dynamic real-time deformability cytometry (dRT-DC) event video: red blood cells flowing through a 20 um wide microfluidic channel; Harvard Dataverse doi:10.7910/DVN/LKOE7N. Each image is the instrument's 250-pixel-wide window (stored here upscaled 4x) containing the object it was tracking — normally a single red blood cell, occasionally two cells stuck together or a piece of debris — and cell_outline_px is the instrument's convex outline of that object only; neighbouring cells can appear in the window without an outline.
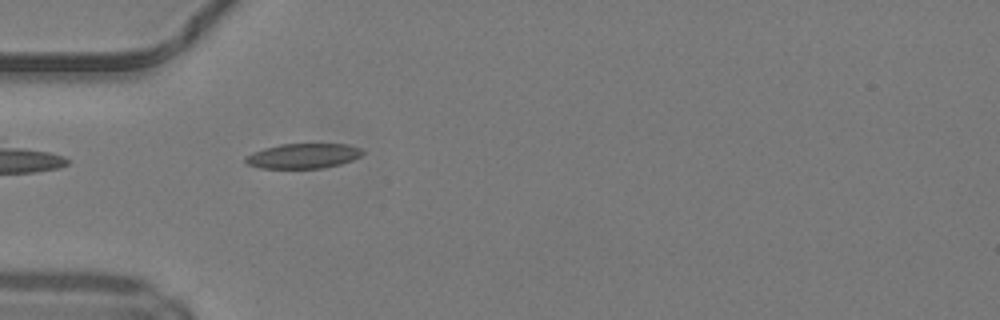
{"species": "common noctule bat (a hibernating species)", "species_latin": "Nyctalus noctula", "temperature_condition": "warm", "stored_images_in_passage": 36, "camera_frame_rate_fps": 3000, "um_per_image_px": 0.085, "animal": {"sex": "male", "body_mass_g": 19.2, "forearm_length_mm": 51.8}, "frame": {"image": 1, "passage_image": 2, "time_ms": 0.333, "image_size_px": [1000, 320], "cell_outline_px": [[364, 152], [360, 156], [352, 160], [340, 164], [320, 168], [260, 168], [248, 164], [244, 160], [244, 156], [252, 152], [264, 148], [280, 144], [348, 144], [360, 148]], "centroid_in_image_um": [25.74, 13.25], "position_along_channel_um": 59.3, "area_um2": 16.99}}
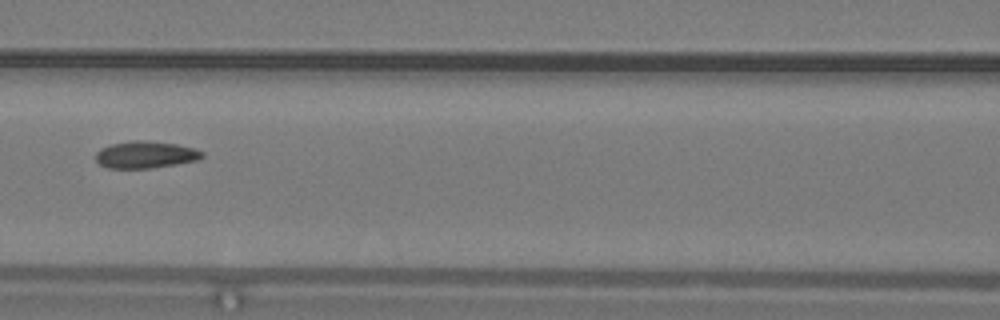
{"frame": {"image": 2, "passage_image": 9, "time_ms": 2.667, "image_size_px": [1000, 320], "cell_outline_px": [[204, 156], [196, 160], [176, 164], [148, 168], [108, 168], [100, 164], [96, 160], [96, 152], [100, 148], [112, 144], [132, 140], [140, 140], [176, 144], [192, 148], [204, 152]], "centroid_in_image_um": [12.34, 13.15], "position_along_channel_um": 154.3, "area_um2": 16.53}}
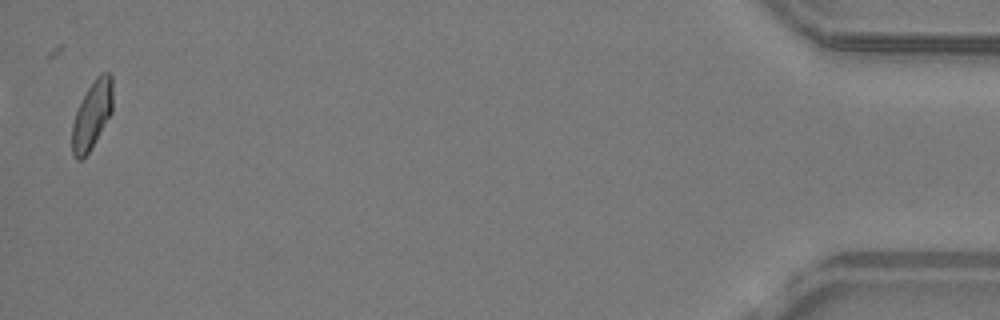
{"frame": {"image": 3, "passage_image": 35, "time_ms": 11.333, "image_size_px": [1000, 320], "cell_outline_px": [[112, 112], [96, 140], [88, 152], [80, 160], [76, 160], [72, 156], [72, 124], [76, 112], [88, 88], [96, 76], [100, 72], [108, 72], [112, 76]], "centroid_in_image_um": [7.82, 9.76], "position_along_channel_um": 427.4, "area_um2": 15.95}, "authors_computed_cell_mechanics": {"area_um2": 16.5597, "velocity_mm_per_s": 4.2161, "shape_relaxation_time_tau1_ms": 9.8171, "shape_relaxation_time_tau2_ms": 3.5074, "deformation_change_tau1": 0.1857, "deformation_change_tau2": 0.0869}}